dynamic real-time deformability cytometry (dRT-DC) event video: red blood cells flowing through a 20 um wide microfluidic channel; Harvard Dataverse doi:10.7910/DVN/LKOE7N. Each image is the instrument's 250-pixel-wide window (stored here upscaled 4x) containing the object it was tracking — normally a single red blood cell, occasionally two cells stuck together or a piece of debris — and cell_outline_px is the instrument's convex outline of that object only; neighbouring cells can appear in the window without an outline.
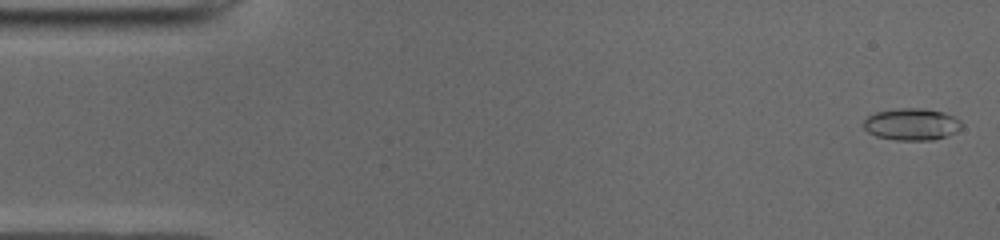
{"species": "common noctule bat (a hibernating species)", "species_latin": "Nyctalus noctula", "temperature_condition": "cold", "stored_images_in_passage": 50, "camera_frame_rate_fps": 3000, "um_per_image_px": 0.085, "animal": {"sex": "male", "body_mass_g": 19.0, "forearm_length_mm": 50.8}, "frame": {"image": 1, "passage_image": 1, "time_ms": 0.0, "image_size_px": [1000, 240], "cell_outline_px": [[964, 124], [956, 132], [948, 136], [932, 140], [896, 140], [876, 136], [868, 132], [864, 128], [864, 120], [868, 116], [876, 112], [900, 108], [920, 108], [944, 112], [960, 120]], "centroid_in_image_um": [77.51, 10.57], "position_along_channel_um": 7.5, "area_um2": 18.26}}
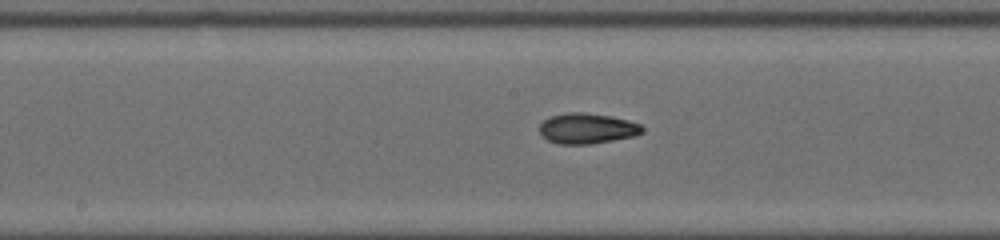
{"frame": {"image": 2, "passage_image": 25, "time_ms": 8.0, "image_size_px": [1000, 240], "cell_outline_px": [[644, 132], [636, 136], [588, 144], [556, 144], [548, 140], [540, 132], [540, 124], [548, 116], [568, 112], [584, 112], [612, 116], [628, 120], [640, 124], [644, 128]], "centroid_in_image_um": [49.92, 10.91], "position_along_channel_um": 198.3, "area_um2": 18.38}}
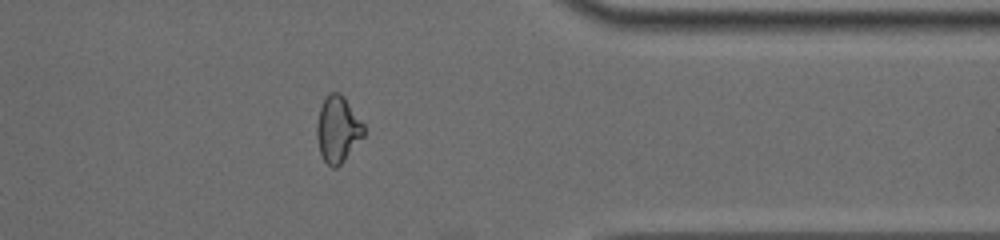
{"frame": {"image": 3, "passage_image": 40, "time_ms": 13.0, "image_size_px": [1000, 240], "cell_outline_px": [[364, 136], [344, 160], [336, 168], [332, 168], [320, 156], [316, 136], [316, 124], [320, 108], [324, 100], [332, 92], [340, 92], [344, 96], [364, 124]], "centroid_in_image_um": [28.7, 11.0], "position_along_channel_um": 382.7, "area_um2": 18.15}, "authors_computed_cell_mechanics": {"area_um2": 17.8313, "velocity_mm_per_s": 3.9696, "shape_relaxation_time_tau1_ms": 5.2593, "shape_relaxation_time_tau2_ms": 2.1378, "deformation_change_tau1": 0.1888, "deformation_change_tau2": 0.0767}}